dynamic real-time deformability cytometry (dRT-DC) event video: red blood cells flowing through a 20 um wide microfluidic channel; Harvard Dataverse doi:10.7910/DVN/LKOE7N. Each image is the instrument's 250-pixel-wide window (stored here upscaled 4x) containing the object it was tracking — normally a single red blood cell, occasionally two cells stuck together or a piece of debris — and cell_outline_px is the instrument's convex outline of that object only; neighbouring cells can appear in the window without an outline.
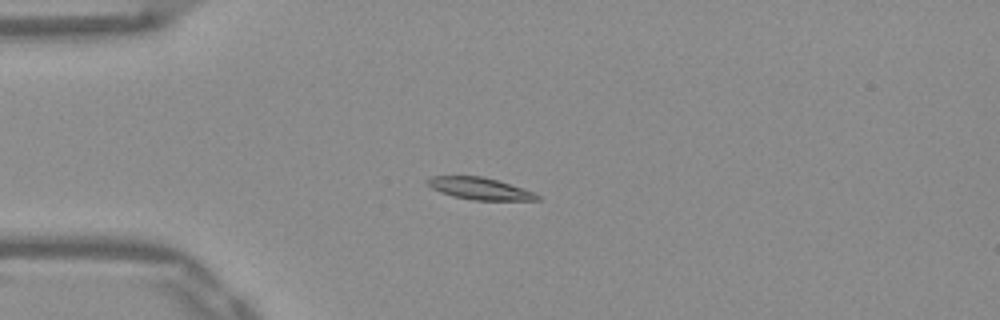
{"species": "Egyptian fruit bat (a non-hibernating species)", "species_latin": "Rousettus aegyptiacus", "temperature_condition": "warm", "stored_images_in_passage": 40, "camera_frame_rate_fps": 3000, "um_per_image_px": 0.085, "frame": {"image": 1, "passage_image": 1, "time_ms": 0.0, "image_size_px": [1000, 320], "cell_outline_px": [[540, 200], [472, 200], [452, 196], [440, 192], [432, 188], [424, 180], [432, 176], [480, 176], [496, 180], [536, 192], [540, 196]], "centroid_in_image_um": [40.78, 16.03], "position_along_channel_um": 44.2, "area_um2": 14.05}}
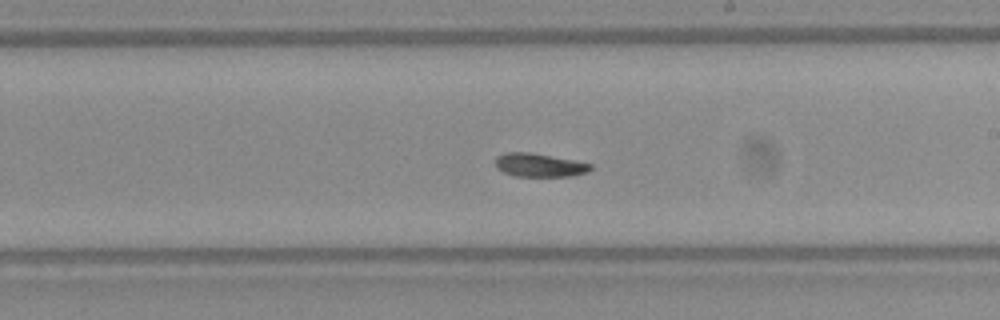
{"frame": {"image": 2, "passage_image": 18, "time_ms": 5.667, "image_size_px": [1000, 320], "cell_outline_px": [[592, 168], [588, 172], [568, 176], [512, 176], [496, 168], [496, 156], [504, 152], [528, 152], [572, 160], [592, 164]], "centroid_in_image_um": [45.8, 14.03], "position_along_channel_um": 243.2, "area_um2": 12.89}}
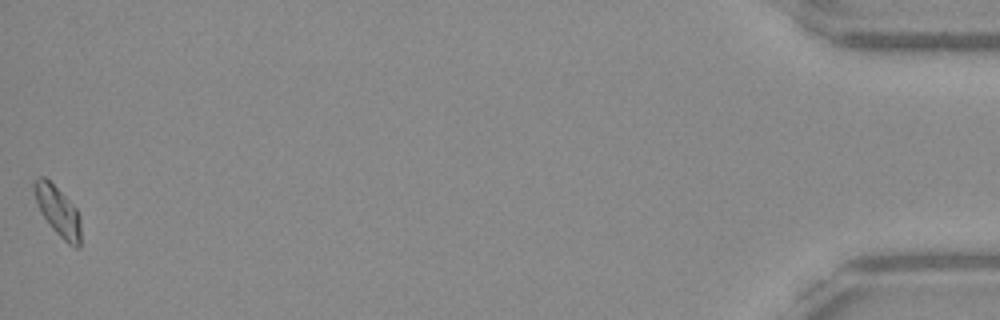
{"frame": {"image": 3, "passage_image": 40, "time_ms": 13.0, "image_size_px": [1000, 320], "cell_outline_px": [[80, 248], [76, 248], [68, 244], [52, 228], [40, 212], [36, 204], [32, 188], [32, 184], [40, 176], [44, 176], [76, 208], [80, 216]], "centroid_in_image_um": [4.9, 17.96], "position_along_channel_um": 430.3, "area_um2": 13.41}, "authors_computed_cell_mechanics": {"area_um2": 13.3229, "velocity_mm_per_s": 3.8701, "shape_relaxation_time_tau1_ms": 6.5093, "shape_relaxation_time_tau2_ms": 2.9409, "deformation_change_tau1": 0.1566, "deformation_change_tau2": 0.0711}}